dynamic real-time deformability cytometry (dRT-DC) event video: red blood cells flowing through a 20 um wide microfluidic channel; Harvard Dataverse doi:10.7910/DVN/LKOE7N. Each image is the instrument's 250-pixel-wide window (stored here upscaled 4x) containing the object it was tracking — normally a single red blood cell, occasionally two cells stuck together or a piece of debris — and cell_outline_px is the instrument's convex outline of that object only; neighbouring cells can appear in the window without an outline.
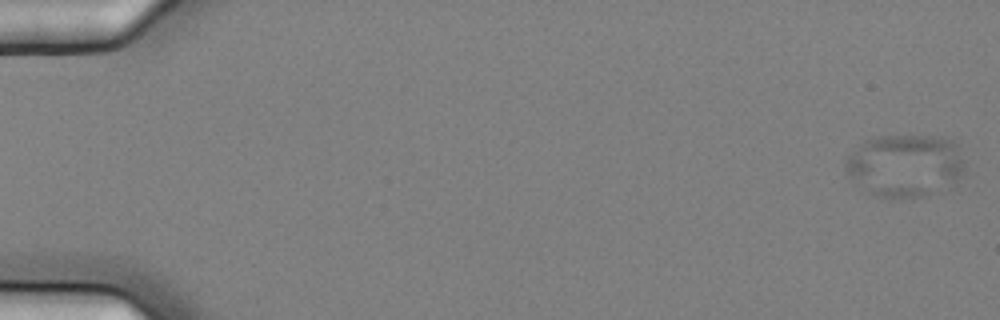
{"species": "common noctule bat (a hibernating species)", "species_latin": "Nyctalus noctula", "temperature_condition": "cold", "stored_images_in_passage": 6, "camera_frame_rate_fps": 3000, "um_per_image_px": 0.085, "animal": {"sex": "female", "body_mass_g": 25.1}, "frame": {"image": 1, "passage_image": 1, "time_ms": 0.0, "image_size_px": [1000, 320], "cell_outline_px": [[964, 172], [960, 176], [928, 196], [880, 196], [860, 192], [844, 172], [844, 160], [864, 140], [872, 136], [936, 136], [956, 140], [964, 160]], "centroid_in_image_um": [76.85, 14.04], "position_along_channel_um": 8.1, "area_um2": 43.93}}
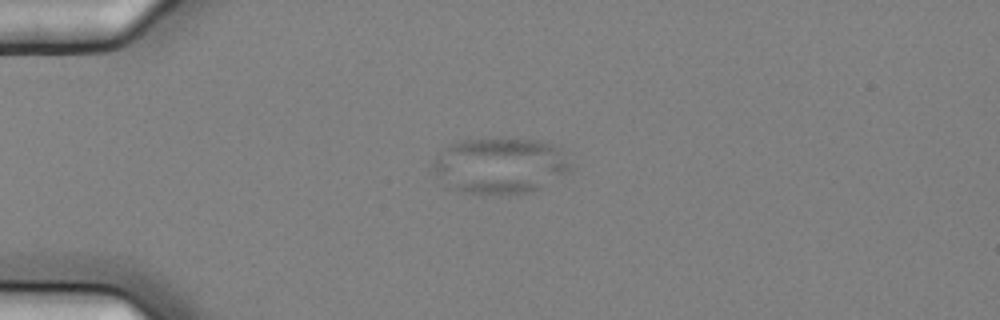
{"frame": {"image": 2, "passage_image": 5, "time_ms": 1.333, "image_size_px": [1000, 320], "cell_outline_px": [[572, 168], [568, 172], [532, 192], [508, 196], [492, 196], [468, 192], [448, 188], [432, 168], [432, 160], [448, 144], [460, 140], [496, 136], [536, 140], [556, 144], [560, 148], [572, 164]], "centroid_in_image_um": [42.5, 14.06], "position_along_channel_um": 42.5, "area_um2": 46.3}}